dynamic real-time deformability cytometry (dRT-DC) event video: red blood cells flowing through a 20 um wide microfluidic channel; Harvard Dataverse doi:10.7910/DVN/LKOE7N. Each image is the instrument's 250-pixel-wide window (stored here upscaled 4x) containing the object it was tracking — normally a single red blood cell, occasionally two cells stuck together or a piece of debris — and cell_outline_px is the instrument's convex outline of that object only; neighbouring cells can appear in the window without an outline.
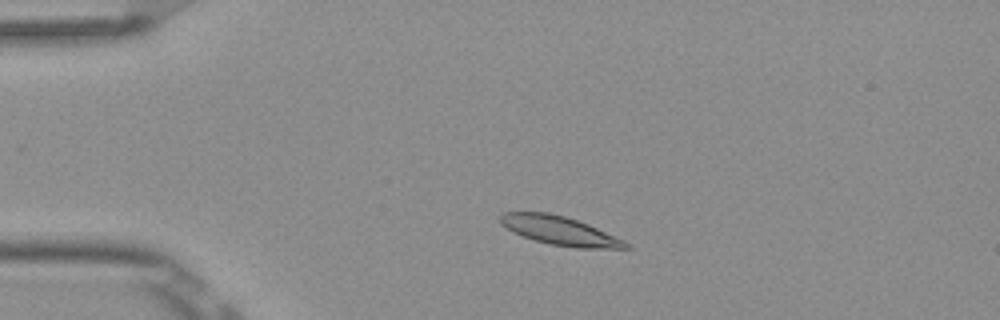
{"species": "Egyptian fruit bat (a non-hibernating species)", "species_latin": "Rousettus aegyptiacus", "temperature_condition": "room temperature", "stored_images_in_passage": 4, "camera_frame_rate_fps": 3000, "um_per_image_px": 0.085, "frame": {"image": 1, "passage_image": 3, "time_ms": 0.667, "image_size_px": [1000, 320], "cell_outline_px": [[632, 248], [576, 248], [552, 244], [536, 240], [512, 232], [500, 224], [500, 216], [504, 212], [548, 212], [564, 216], [588, 224], [624, 240]], "centroid_in_image_um": [47.56, 19.6], "position_along_channel_um": 37.4, "area_um2": 20.75}}